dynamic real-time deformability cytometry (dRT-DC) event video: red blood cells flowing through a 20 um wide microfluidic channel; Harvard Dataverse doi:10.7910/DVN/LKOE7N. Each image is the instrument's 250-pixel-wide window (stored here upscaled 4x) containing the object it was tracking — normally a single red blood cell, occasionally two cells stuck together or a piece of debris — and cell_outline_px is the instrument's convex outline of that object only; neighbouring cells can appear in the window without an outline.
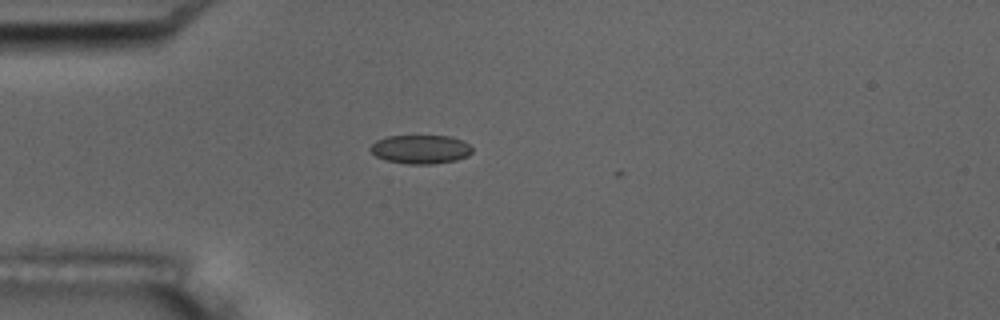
{"species": "common noctule bat (a hibernating species)", "species_latin": "Nyctalus noctula", "temperature_condition": "room temperature", "stored_images_in_passage": 5, "camera_frame_rate_fps": 3000, "um_per_image_px": 0.085, "animal": {"sex": "male", "body_mass_g": 17.5, "forearm_length_mm": 52.3}, "frame": {"image": 1, "passage_image": 5, "time_ms": 5.0, "image_size_px": [1000, 320], "cell_outline_px": [[472, 152], [468, 156], [456, 160], [432, 164], [408, 164], [384, 160], [376, 156], [368, 148], [376, 140], [388, 136], [452, 136], [468, 144], [472, 148]], "centroid_in_image_um": [35.73, 12.69], "position_along_channel_um": 49.3, "area_um2": 17.11}}